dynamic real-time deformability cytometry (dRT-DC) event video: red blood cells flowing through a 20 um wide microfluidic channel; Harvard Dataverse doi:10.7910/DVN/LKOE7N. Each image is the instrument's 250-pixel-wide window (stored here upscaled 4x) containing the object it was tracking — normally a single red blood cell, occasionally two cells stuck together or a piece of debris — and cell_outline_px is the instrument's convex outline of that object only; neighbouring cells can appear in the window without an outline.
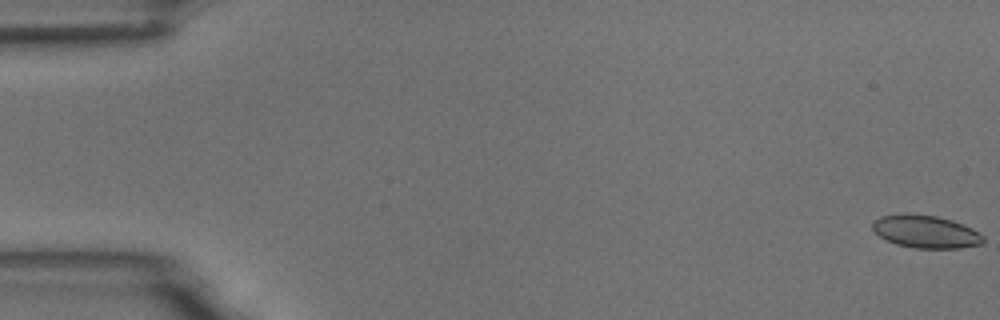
{"species": "common noctule bat (a hibernating species)", "species_latin": "Nyctalus noctula", "temperature_condition": "room temperature", "stored_images_in_passage": 7, "camera_frame_rate_fps": 3000, "um_per_image_px": 0.085, "animal": {"sex": "male", "body_mass_g": 18.8}, "frame": {"image": 1, "passage_image": 1, "time_ms": 0.0, "image_size_px": [1000, 320], "cell_outline_px": [[984, 244], [960, 248], [912, 248], [896, 244], [880, 236], [872, 228], [872, 224], [880, 216], [908, 212], [936, 216], [952, 220], [972, 228], [980, 232], [984, 236]], "centroid_in_image_um": [78.72, 19.68], "position_along_channel_um": 6.3, "area_um2": 21.33}}
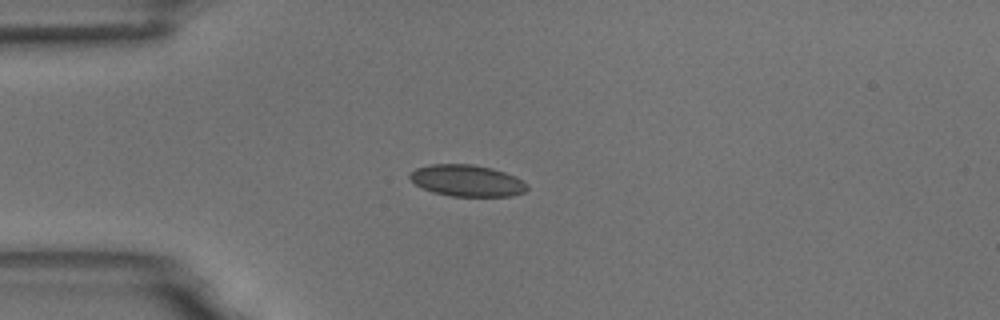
{"frame": {"image": 2, "passage_image": 5, "time_ms": 4.667, "image_size_px": [1000, 320], "cell_outline_px": [[528, 188], [524, 192], [512, 196], [452, 196], [432, 192], [416, 184], [408, 176], [416, 168], [432, 164], [472, 164], [492, 168], [516, 176], [528, 184]], "centroid_in_image_um": [39.73, 15.35], "position_along_channel_um": 45.3, "area_um2": 21.5}}
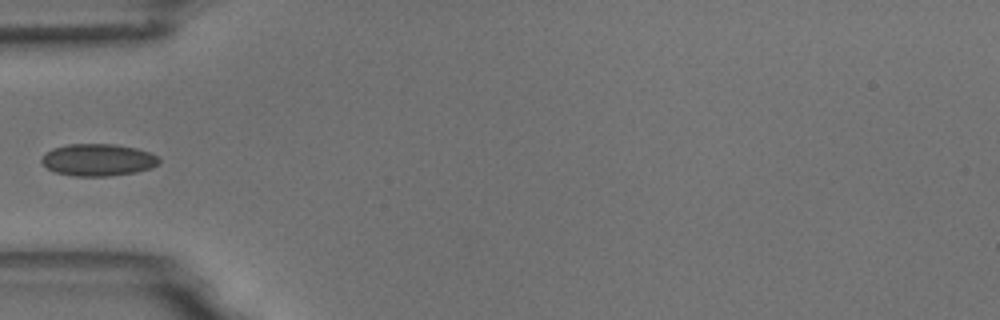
{"frame": {"image": 3, "passage_image": 6, "time_ms": 6.0, "image_size_px": [1000, 320], "cell_outline_px": [[160, 164], [152, 168], [136, 172], [108, 176], [76, 176], [56, 172], [48, 168], [40, 160], [52, 148], [68, 144], [112, 144], [136, 148], [160, 156]], "centroid_in_image_um": [8.39, 13.59], "position_along_channel_um": 76.6, "area_um2": 21.91}}